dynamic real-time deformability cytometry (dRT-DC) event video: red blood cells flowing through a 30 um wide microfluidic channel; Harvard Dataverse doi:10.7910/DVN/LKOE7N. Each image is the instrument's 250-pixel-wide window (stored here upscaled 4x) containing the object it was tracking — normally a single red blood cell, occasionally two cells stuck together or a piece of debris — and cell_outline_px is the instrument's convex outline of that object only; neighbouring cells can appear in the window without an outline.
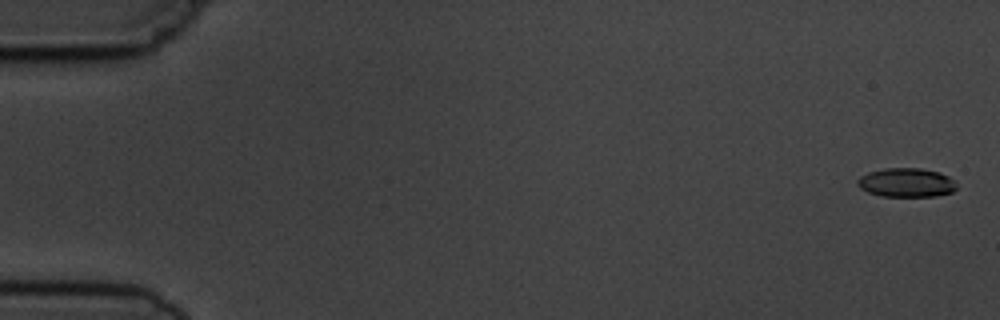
{"species": "common noctule bat (a hibernating species)", "species_latin": "Nyctalus noctula", "temperature_condition": "cold", "stored_images_in_passage": 11, "camera_frame_rate_fps": 3000, "um_per_image_px": 0.085, "animal": {"sex": "male", "body_mass_g": 19.5, "forearm_length_mm": 54.6}, "frame": {"image": 1, "passage_image": 1, "time_ms": 0.0, "image_size_px": [1000, 320], "cell_outline_px": [[956, 188], [952, 192], [936, 196], [880, 196], [868, 192], [860, 188], [856, 184], [856, 180], [860, 176], [868, 172], [884, 168], [920, 168], [940, 172], [956, 180]], "centroid_in_image_um": [77.03, 15.51], "position_along_channel_um": 8.0, "area_um2": 16.94}}
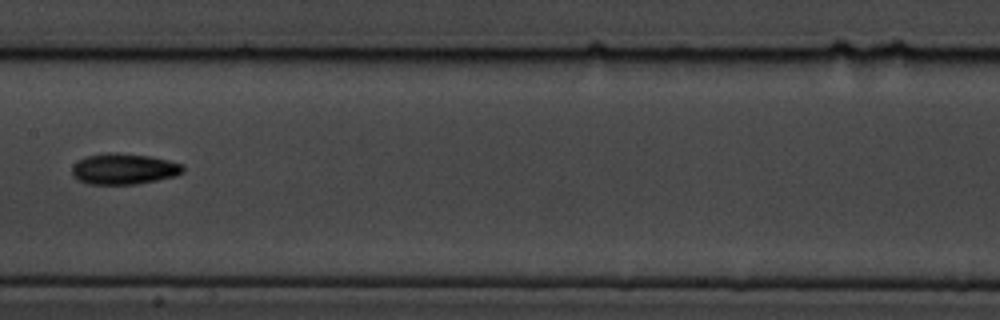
{"frame": {"image": 2, "passage_image": 8, "time_ms": 9.0, "image_size_px": [1000, 320], "cell_outline_px": [[184, 172], [176, 176], [136, 184], [88, 184], [72, 176], [72, 164], [88, 156], [108, 152], [116, 152], [152, 156], [184, 164]], "centroid_in_image_um": [10.56, 14.35], "position_along_channel_um": 196.8, "area_um2": 20.11}}
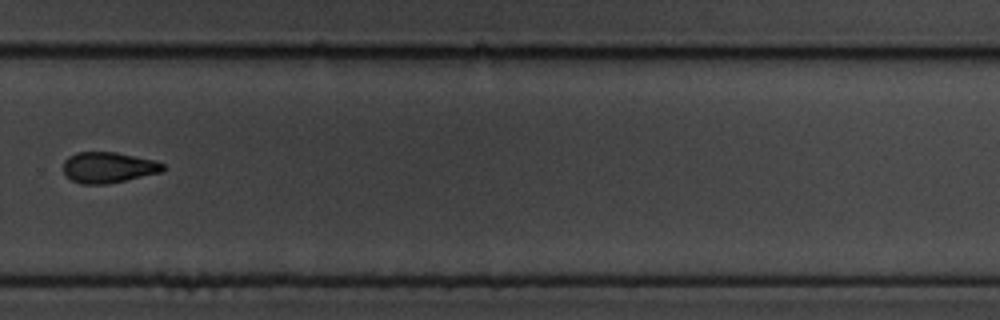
{"frame": {"image": 3, "passage_image": 11, "time_ms": 12.333, "image_size_px": [1000, 320], "cell_outline_px": [[164, 172], [108, 184], [80, 184], [72, 180], [64, 172], [64, 160], [68, 156], [76, 152], [116, 152], [156, 160], [164, 164]], "centroid_in_image_um": [9.24, 14.23], "position_along_channel_um": 320.6, "area_um2": 18.09}}